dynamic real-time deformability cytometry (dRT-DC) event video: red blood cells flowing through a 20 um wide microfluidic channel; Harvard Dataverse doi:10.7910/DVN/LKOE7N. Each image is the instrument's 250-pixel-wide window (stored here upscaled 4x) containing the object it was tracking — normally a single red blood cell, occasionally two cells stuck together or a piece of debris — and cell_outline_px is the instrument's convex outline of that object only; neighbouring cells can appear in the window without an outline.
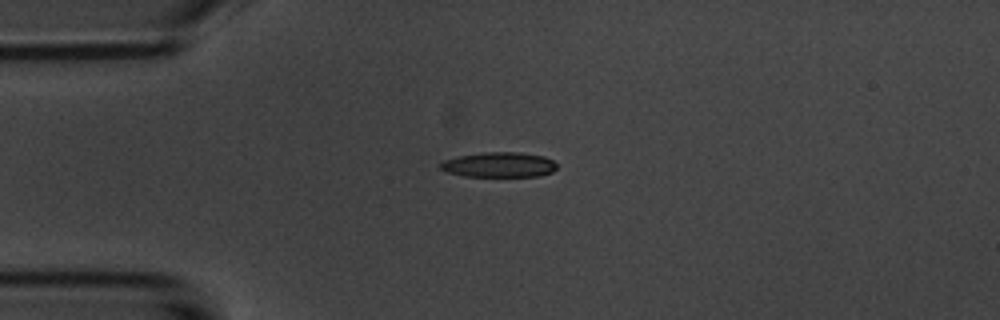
{"species": "common noctule bat (a hibernating species)", "species_latin": "Nyctalus noctula", "temperature_condition": "room temperature", "stored_images_in_passage": 2, "camera_frame_rate_fps": 3000, "um_per_image_px": 0.085, "animal": {"sex": "male", "body_mass_g": 20.1, "forearm_length_mm": 53.5}, "frame": {"image": 1, "passage_image": 1, "time_ms": 0.0, "image_size_px": [1000, 320], "cell_outline_px": [[556, 168], [552, 172], [540, 176], [464, 176], [448, 172], [440, 168], [440, 164], [444, 160], [460, 156], [484, 152], [520, 152], [544, 156], [552, 160], [556, 164]], "centroid_in_image_um": [42.45, 14.0], "position_along_channel_um": 42.6, "area_um2": 16.88}}